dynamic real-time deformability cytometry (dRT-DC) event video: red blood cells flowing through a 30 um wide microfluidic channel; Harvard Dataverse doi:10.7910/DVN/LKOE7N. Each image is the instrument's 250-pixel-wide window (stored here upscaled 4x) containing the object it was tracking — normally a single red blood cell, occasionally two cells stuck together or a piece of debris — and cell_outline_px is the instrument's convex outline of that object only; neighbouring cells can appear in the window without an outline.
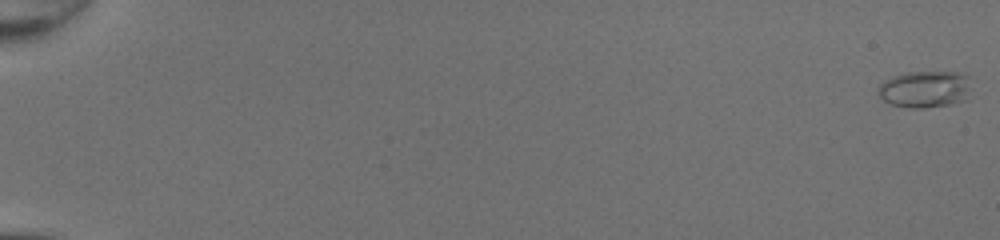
{"species": "common noctule bat (a hibernating species)", "species_latin": "Nyctalus noctula", "temperature_condition": "room temperature", "stored_images_in_passage": 51, "camera_frame_rate_fps": 3000, "um_per_image_px": 0.085, "animal": {"sex": "female", "body_mass_g": 20.0, "forearm_length_mm": 54.0}, "frame": {"image": 1, "passage_image": 1, "time_ms": 0.0, "image_size_px": [1000, 240], "cell_outline_px": [[968, 100], [952, 104], [924, 108], [908, 108], [892, 104], [884, 100], [876, 92], [880, 84], [884, 80], [908, 72], [960, 72], [968, 76]], "centroid_in_image_um": [78.62, 7.59], "position_along_channel_um": 6.4, "area_um2": 20.0}}
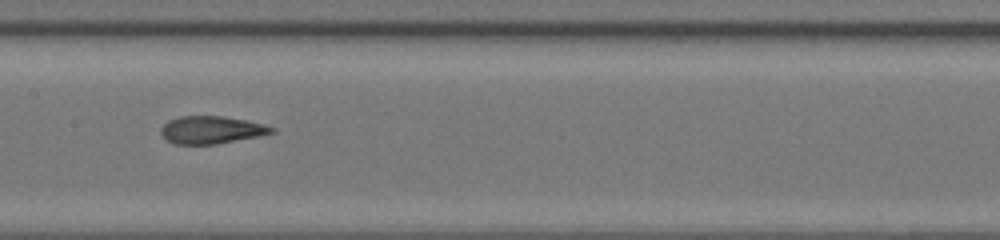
{"frame": {"image": 2, "passage_image": 29, "time_ms": 9.333, "image_size_px": [1000, 240], "cell_outline_px": [[276, 132], [216, 144], [172, 144], [160, 132], [160, 128], [168, 120], [180, 116], [224, 116], [244, 120], [276, 128]], "centroid_in_image_um": [17.92, 11.04], "position_along_channel_um": 189.5, "area_um2": 17.57}}
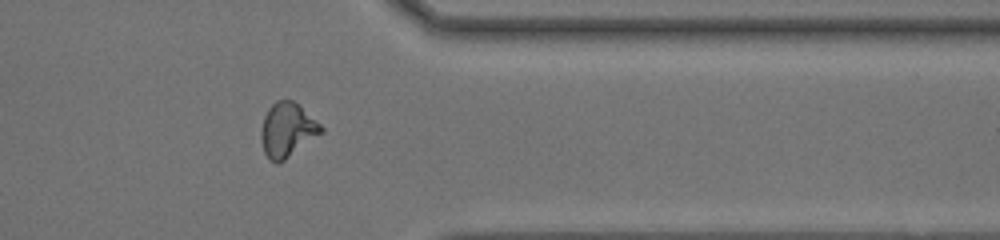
{"frame": {"image": 3, "passage_image": 43, "time_ms": 14.0, "image_size_px": [1000, 240], "cell_outline_px": [[324, 132], [284, 160], [276, 164], [268, 160], [264, 152], [260, 136], [260, 132], [264, 116], [268, 108], [276, 100], [292, 100], [300, 104], [324, 128]], "centroid_in_image_um": [24.41, 11.04], "position_along_channel_um": 387.0, "area_um2": 19.19}, "authors_computed_cell_mechanics": {"area_um2": 18.3226, "velocity_mm_per_s": 4.3612, "shape_relaxation_time_tau1_ms": 7.6268, "shape_relaxation_time_tau2_ms": 1.2625, "deformation_change_tau1": 0.2549, "deformation_change_tau2": 0.0931}}